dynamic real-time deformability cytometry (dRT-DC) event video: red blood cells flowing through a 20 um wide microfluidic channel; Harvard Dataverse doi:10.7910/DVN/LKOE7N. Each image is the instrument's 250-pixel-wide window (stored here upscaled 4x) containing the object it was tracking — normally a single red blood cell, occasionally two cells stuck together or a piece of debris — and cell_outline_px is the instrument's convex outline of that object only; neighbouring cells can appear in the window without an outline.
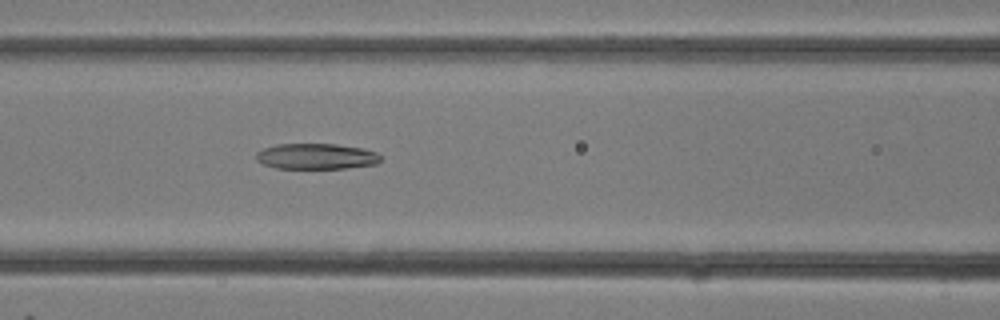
{"species": "common noctule bat (a hibernating species)", "species_latin": "Nyctalus noctula", "temperature_condition": "room temperature", "stored_images_in_passage": 13, "camera_frame_rate_fps": 3000, "um_per_image_px": 0.085, "animal": {"sex": "female"}, "frame": {"image": 1, "passage_image": 13, "time_ms": 4.0, "image_size_px": [1000, 320], "cell_outline_px": [[380, 160], [376, 164], [344, 168], [276, 168], [264, 164], [256, 160], [256, 152], [264, 148], [276, 144], [336, 144], [364, 148], [376, 152], [380, 156]], "centroid_in_image_um": [26.87, 13.28], "position_along_channel_um": 139.7, "area_um2": 18.61}}